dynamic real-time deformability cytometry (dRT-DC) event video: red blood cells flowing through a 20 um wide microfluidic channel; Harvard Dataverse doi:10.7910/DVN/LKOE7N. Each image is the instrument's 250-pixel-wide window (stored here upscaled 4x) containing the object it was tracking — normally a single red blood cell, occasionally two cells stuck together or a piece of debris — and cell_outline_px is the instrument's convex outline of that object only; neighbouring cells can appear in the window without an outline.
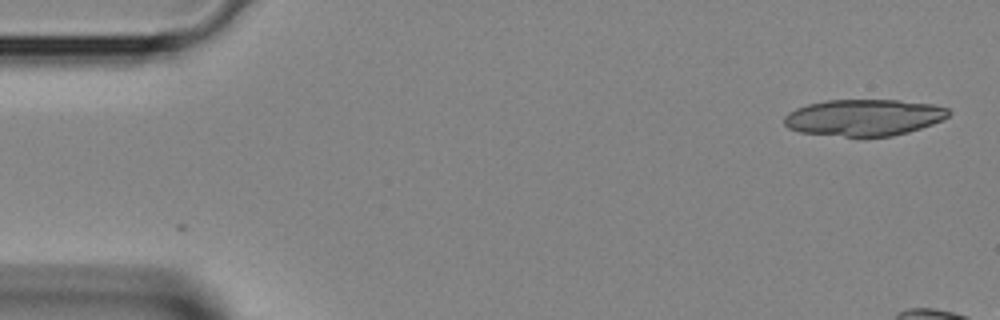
{"species": "Egyptian fruit bat (a non-hibernating species)", "species_latin": "Rousettus aegyptiacus", "temperature_condition": "room temperature", "stored_images_in_passage": 3, "camera_frame_rate_fps": 3000, "um_per_image_px": 0.085, "animal": {"sex": "female"}, "frame": {"image": 1, "passage_image": 1, "time_ms": 0.0, "image_size_px": [1000, 320], "cell_outline_px": [[952, 112], [948, 116], [932, 124], [908, 132], [892, 136], [844, 136], [800, 132], [788, 128], [784, 124], [784, 116], [788, 112], [796, 108], [808, 104], [828, 100], [900, 100], [932, 104], [948, 108]], "centroid_in_image_um": [73.43, 9.98], "position_along_channel_um": 11.6, "area_um2": 34.91}}